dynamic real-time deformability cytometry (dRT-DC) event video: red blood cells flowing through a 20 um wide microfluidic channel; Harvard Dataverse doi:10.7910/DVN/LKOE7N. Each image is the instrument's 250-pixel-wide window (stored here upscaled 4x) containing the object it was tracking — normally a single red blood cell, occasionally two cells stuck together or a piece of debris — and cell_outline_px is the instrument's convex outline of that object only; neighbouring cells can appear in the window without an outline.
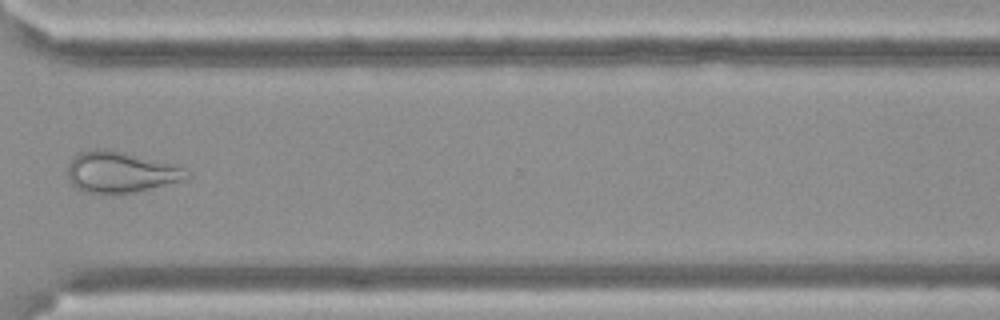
{"species": "Egyptian fruit bat (a non-hibernating species)", "species_latin": "Rousettus aegyptiacus", "temperature_condition": "cold", "stored_images_in_passage": 14, "camera_frame_rate_fps": 3000, "um_per_image_px": 0.085, "frame": {"image": 1, "passage_image": 12, "time_ms": 3.667, "image_size_px": [1000, 320], "cell_outline_px": [[192, 176], [184, 180], [136, 192], [84, 192], [76, 188], [68, 180], [68, 164], [80, 152], [96, 148], [104, 148], [124, 152], [160, 160], [184, 168], [192, 172]], "centroid_in_image_um": [10.29, 14.61], "position_along_channel_um": 360.3, "area_um2": 28.44}}
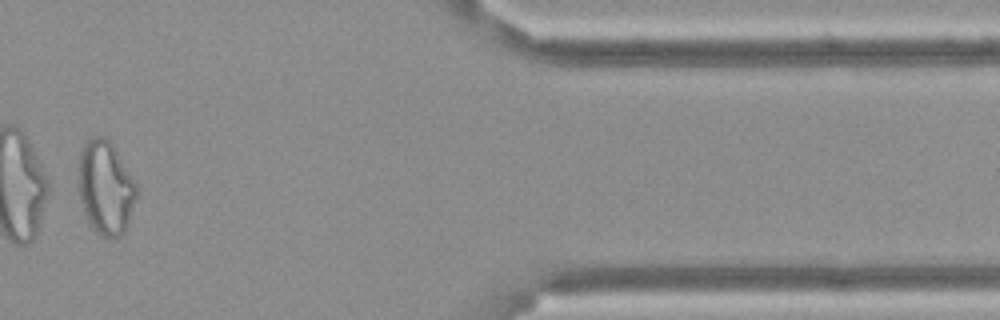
{"frame": {"image": 2, "passage_image": 14, "time_ms": 4.333, "image_size_px": [1000, 320], "cell_outline_px": [[136, 196], [128, 224], [124, 232], [120, 236], [112, 240], [96, 232], [92, 228], [88, 220], [80, 200], [76, 184], [76, 168], [80, 148], [84, 140], [92, 136], [104, 136], [116, 148], [136, 180]], "centroid_in_image_um": [8.93, 15.89], "position_along_channel_um": 402.5, "area_um2": 32.83}}